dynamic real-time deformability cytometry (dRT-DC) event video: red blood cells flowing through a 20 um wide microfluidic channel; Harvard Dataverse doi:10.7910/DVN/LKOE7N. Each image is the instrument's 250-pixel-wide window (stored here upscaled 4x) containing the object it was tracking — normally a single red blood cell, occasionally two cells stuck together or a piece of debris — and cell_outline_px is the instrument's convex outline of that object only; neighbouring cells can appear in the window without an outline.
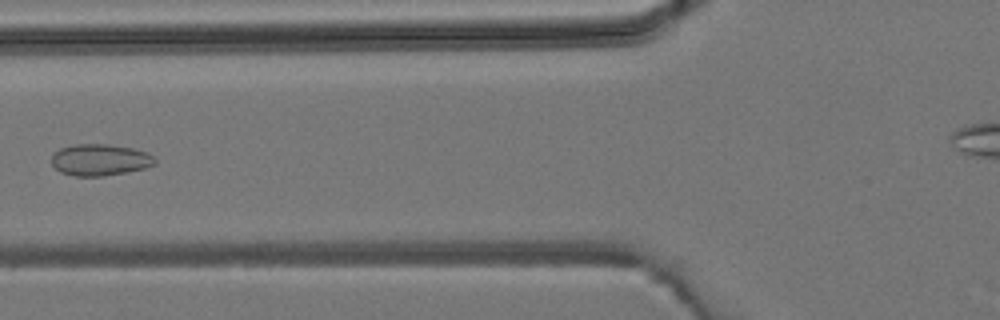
{"species": "common noctule bat (a hibernating species)", "species_latin": "Nyctalus noctula", "temperature_condition": "room temperature", "stored_images_in_passage": 6, "camera_frame_rate_fps": 3000, "um_per_image_px": 0.085, "animal": {"sex": "male", "body_mass_g": 19.2, "forearm_length_mm": 51.8}, "frame": {"image": 1, "passage_image": 5, "time_ms": 5.667, "image_size_px": [1000, 320], "cell_outline_px": [[156, 164], [144, 168], [128, 172], [104, 176], [76, 176], [60, 172], [52, 164], [52, 156], [60, 148], [76, 144], [108, 144], [132, 148], [144, 152], [152, 156], [156, 160]], "centroid_in_image_um": [8.5, 13.59], "position_along_channel_um": 117.3, "area_um2": 18.9}}
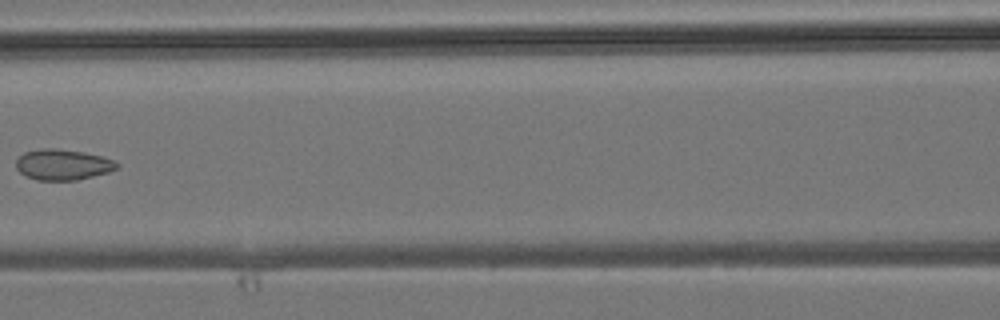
{"frame": {"image": 2, "passage_image": 6, "time_ms": 6.667, "image_size_px": [1000, 320], "cell_outline_px": [[120, 164], [116, 168], [108, 172], [76, 180], [36, 180], [24, 176], [16, 168], [16, 160], [24, 152], [40, 148], [52, 148], [84, 152], [104, 156]], "centroid_in_image_um": [5.31, 13.99], "position_along_channel_um": 161.3, "area_um2": 18.09}}